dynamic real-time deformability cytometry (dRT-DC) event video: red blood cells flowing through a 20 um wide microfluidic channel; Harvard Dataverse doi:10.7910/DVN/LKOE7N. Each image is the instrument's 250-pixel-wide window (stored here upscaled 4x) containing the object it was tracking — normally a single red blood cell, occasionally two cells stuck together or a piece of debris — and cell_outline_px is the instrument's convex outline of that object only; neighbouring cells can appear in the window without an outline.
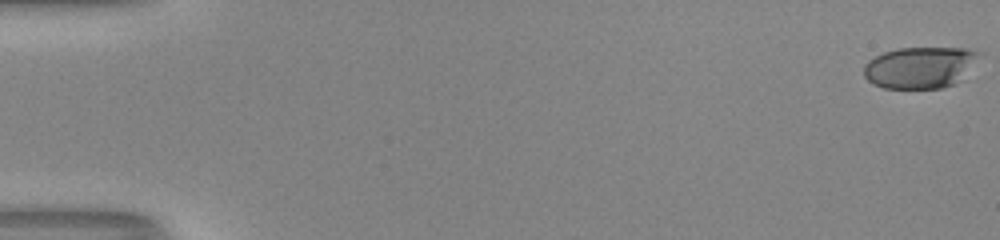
{"species": "human", "species_latin": "Homo sapiens", "temperature_condition": "room temperature", "stored_images_in_passage": 54, "camera_frame_rate_fps": 3000, "um_per_image_px": 0.085, "donor": {"sex": "male"}, "frame": {"image": 1, "passage_image": 1, "time_ms": 0.0, "image_size_px": [1000, 240], "cell_outline_px": [[980, 52], [956, 84], [940, 88], [884, 88], [872, 84], [864, 76], [864, 64], [868, 60], [884, 52], [900, 48], [968, 48]], "centroid_in_image_um": [78.12, 5.73], "position_along_channel_um": 6.9, "area_um2": 27.46}}
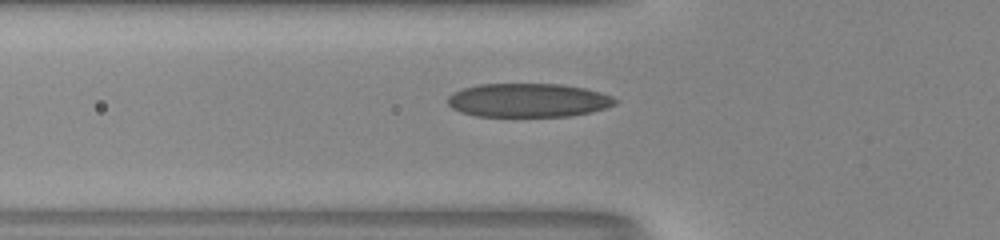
{"frame": {"image": 2, "passage_image": 21, "time_ms": 6.667, "image_size_px": [1000, 240], "cell_outline_px": [[620, 100], [616, 104], [592, 112], [568, 116], [476, 116], [460, 112], [452, 108], [448, 104], [448, 96], [452, 92], [464, 88], [480, 84], [560, 84], [584, 88], [600, 92], [612, 96]], "centroid_in_image_um": [44.9, 8.52], "position_along_channel_um": 80.9, "area_um2": 33.0}}
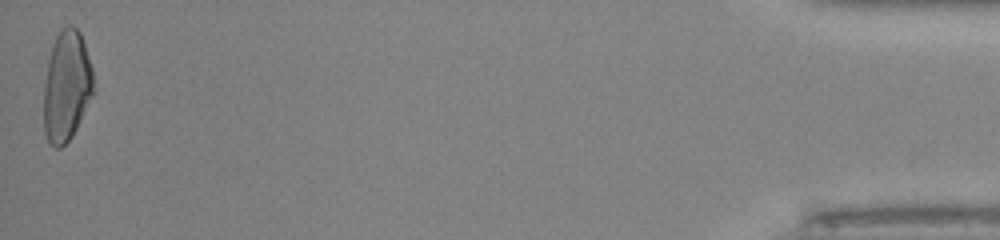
{"frame": {"image": 3, "passage_image": 54, "time_ms": 17.667, "image_size_px": [1000, 240], "cell_outline_px": [[96, 92], [72, 136], [60, 148], [52, 148], [48, 144], [44, 132], [44, 84], [48, 60], [56, 36], [60, 28], [68, 24], [72, 24], [80, 32], [92, 68], [96, 88]], "centroid_in_image_um": [5.68, 7.34], "position_along_channel_um": 429.5, "area_um2": 32.66}, "authors_computed_cell_mechanics": {"area_um2": 31.3276, "velocity_mm_per_s": 4.039, "shape_relaxation_time_tau1_ms": 6.7431, "shape_relaxation_time_tau2_ms": 0.7886, "deformation_change_tau1": 0.2697, "deformation_change_tau2": 0.0775}}